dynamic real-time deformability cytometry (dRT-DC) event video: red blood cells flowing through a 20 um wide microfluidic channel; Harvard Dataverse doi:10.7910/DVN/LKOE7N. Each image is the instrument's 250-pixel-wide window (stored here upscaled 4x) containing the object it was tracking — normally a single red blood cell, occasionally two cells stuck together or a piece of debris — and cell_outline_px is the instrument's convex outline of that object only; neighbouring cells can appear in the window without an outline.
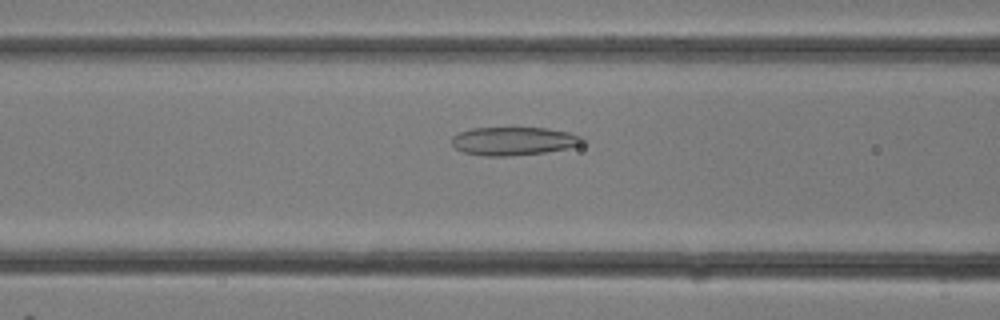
{"species": "common noctule bat (a hibernating species)", "species_latin": "Nyctalus noctula", "temperature_condition": "room temperature", "stored_images_in_passage": 25, "camera_frame_rate_fps": 3000, "um_per_image_px": 0.085, "animal": {"sex": "female"}, "frame": {"image": 1, "passage_image": 7, "time_ms": 2.0, "image_size_px": [1000, 320], "cell_outline_px": [[588, 140], [584, 144], [568, 148], [544, 152], [508, 156], [484, 156], [464, 152], [456, 148], [452, 144], [452, 136], [460, 132], [472, 128], [548, 128], [568, 132], [584, 136]], "centroid_in_image_um": [43.72, 11.99], "position_along_channel_um": 122.9, "area_um2": 21.68}}
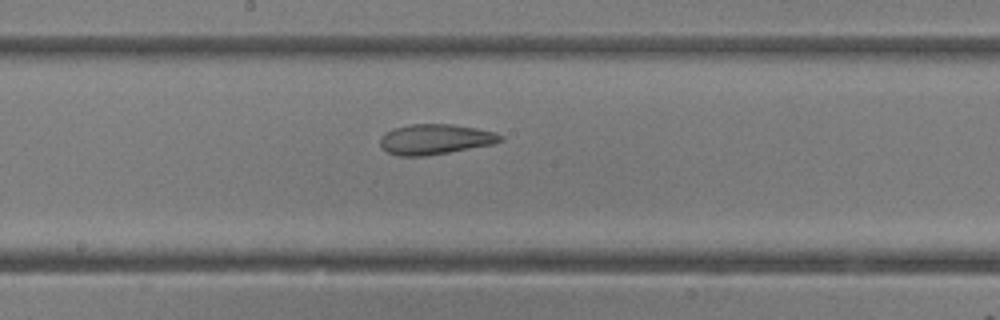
{"frame": {"image": 2, "passage_image": 11, "time_ms": 3.333, "image_size_px": [1000, 320], "cell_outline_px": [[504, 140], [492, 144], [448, 152], [424, 156], [400, 156], [388, 152], [380, 144], [380, 136], [384, 132], [392, 128], [412, 124], [452, 124], [476, 128], [496, 132], [504, 136]], "centroid_in_image_um": [36.99, 11.82], "position_along_channel_um": 211.2, "area_um2": 21.21}}
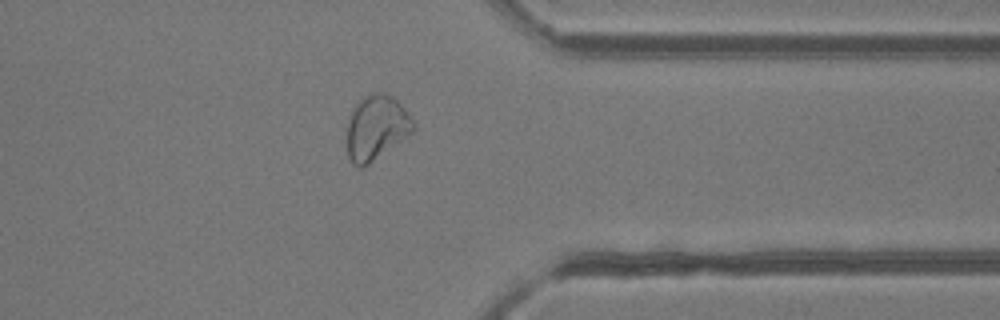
{"frame": {"image": 3, "passage_image": 19, "time_ms": 6.0, "image_size_px": [1000, 320], "cell_outline_px": [[416, 128], [412, 132], [368, 164], [360, 168], [352, 164], [348, 156], [344, 132], [344, 128], [348, 116], [352, 108], [360, 100], [372, 92], [384, 92], [392, 96], [404, 108], [416, 124]], "centroid_in_image_um": [31.92, 10.84], "position_along_channel_um": 379.5, "area_um2": 25.37}}